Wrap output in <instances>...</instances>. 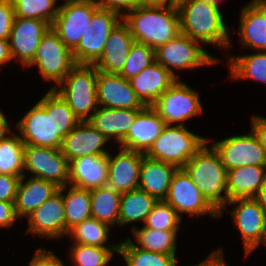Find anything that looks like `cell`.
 I'll return each instance as SVG.
<instances>
[{
	"label": "cell",
	"instance_id": "28",
	"mask_svg": "<svg viewBox=\"0 0 266 266\" xmlns=\"http://www.w3.org/2000/svg\"><path fill=\"white\" fill-rule=\"evenodd\" d=\"M25 174L21 177L14 202L17 217H28L46 200L55 195L59 187L41 178L32 177L25 181Z\"/></svg>",
	"mask_w": 266,
	"mask_h": 266
},
{
	"label": "cell",
	"instance_id": "17",
	"mask_svg": "<svg viewBox=\"0 0 266 266\" xmlns=\"http://www.w3.org/2000/svg\"><path fill=\"white\" fill-rule=\"evenodd\" d=\"M98 106L115 109L143 110L146 106L137 97L130 81L119 74H107L98 71L97 80Z\"/></svg>",
	"mask_w": 266,
	"mask_h": 266
},
{
	"label": "cell",
	"instance_id": "15",
	"mask_svg": "<svg viewBox=\"0 0 266 266\" xmlns=\"http://www.w3.org/2000/svg\"><path fill=\"white\" fill-rule=\"evenodd\" d=\"M50 28L45 20L15 17L8 39L12 60L17 58L26 66L34 58L42 36Z\"/></svg>",
	"mask_w": 266,
	"mask_h": 266
},
{
	"label": "cell",
	"instance_id": "25",
	"mask_svg": "<svg viewBox=\"0 0 266 266\" xmlns=\"http://www.w3.org/2000/svg\"><path fill=\"white\" fill-rule=\"evenodd\" d=\"M241 12V43L256 51H266V2L253 0Z\"/></svg>",
	"mask_w": 266,
	"mask_h": 266
},
{
	"label": "cell",
	"instance_id": "50",
	"mask_svg": "<svg viewBox=\"0 0 266 266\" xmlns=\"http://www.w3.org/2000/svg\"><path fill=\"white\" fill-rule=\"evenodd\" d=\"M178 2H179V0H140V4H142V5H148V6H170V7H177Z\"/></svg>",
	"mask_w": 266,
	"mask_h": 266
},
{
	"label": "cell",
	"instance_id": "18",
	"mask_svg": "<svg viewBox=\"0 0 266 266\" xmlns=\"http://www.w3.org/2000/svg\"><path fill=\"white\" fill-rule=\"evenodd\" d=\"M67 186L35 209L27 218L29 227L26 232L46 238H61L65 235L64 201L62 193Z\"/></svg>",
	"mask_w": 266,
	"mask_h": 266
},
{
	"label": "cell",
	"instance_id": "36",
	"mask_svg": "<svg viewBox=\"0 0 266 266\" xmlns=\"http://www.w3.org/2000/svg\"><path fill=\"white\" fill-rule=\"evenodd\" d=\"M13 136V137H12ZM0 141V174L24 175V143L12 133Z\"/></svg>",
	"mask_w": 266,
	"mask_h": 266
},
{
	"label": "cell",
	"instance_id": "35",
	"mask_svg": "<svg viewBox=\"0 0 266 266\" xmlns=\"http://www.w3.org/2000/svg\"><path fill=\"white\" fill-rule=\"evenodd\" d=\"M118 245V253L125 259L126 266H177L175 255L141 249L129 238Z\"/></svg>",
	"mask_w": 266,
	"mask_h": 266
},
{
	"label": "cell",
	"instance_id": "43",
	"mask_svg": "<svg viewBox=\"0 0 266 266\" xmlns=\"http://www.w3.org/2000/svg\"><path fill=\"white\" fill-rule=\"evenodd\" d=\"M20 176L0 174V201L15 202Z\"/></svg>",
	"mask_w": 266,
	"mask_h": 266
},
{
	"label": "cell",
	"instance_id": "44",
	"mask_svg": "<svg viewBox=\"0 0 266 266\" xmlns=\"http://www.w3.org/2000/svg\"><path fill=\"white\" fill-rule=\"evenodd\" d=\"M95 1L100 7L115 11L122 16L124 11L127 10L129 12L138 5H140V0H95ZM121 9L125 10L122 12Z\"/></svg>",
	"mask_w": 266,
	"mask_h": 266
},
{
	"label": "cell",
	"instance_id": "1",
	"mask_svg": "<svg viewBox=\"0 0 266 266\" xmlns=\"http://www.w3.org/2000/svg\"><path fill=\"white\" fill-rule=\"evenodd\" d=\"M79 122L69 105L51 88L16 126L25 145L59 149L62 139Z\"/></svg>",
	"mask_w": 266,
	"mask_h": 266
},
{
	"label": "cell",
	"instance_id": "37",
	"mask_svg": "<svg viewBox=\"0 0 266 266\" xmlns=\"http://www.w3.org/2000/svg\"><path fill=\"white\" fill-rule=\"evenodd\" d=\"M109 225L95 218H89L68 231L75 243L96 247H108L104 244L109 237Z\"/></svg>",
	"mask_w": 266,
	"mask_h": 266
},
{
	"label": "cell",
	"instance_id": "40",
	"mask_svg": "<svg viewBox=\"0 0 266 266\" xmlns=\"http://www.w3.org/2000/svg\"><path fill=\"white\" fill-rule=\"evenodd\" d=\"M154 61L155 49L135 41L129 50L128 57L119 75L130 80L140 74Z\"/></svg>",
	"mask_w": 266,
	"mask_h": 266
},
{
	"label": "cell",
	"instance_id": "29",
	"mask_svg": "<svg viewBox=\"0 0 266 266\" xmlns=\"http://www.w3.org/2000/svg\"><path fill=\"white\" fill-rule=\"evenodd\" d=\"M266 180V167L243 166L227 171V202L254 198Z\"/></svg>",
	"mask_w": 266,
	"mask_h": 266
},
{
	"label": "cell",
	"instance_id": "27",
	"mask_svg": "<svg viewBox=\"0 0 266 266\" xmlns=\"http://www.w3.org/2000/svg\"><path fill=\"white\" fill-rule=\"evenodd\" d=\"M178 168L160 160L143 156L138 188L146 191L157 201L165 200L173 174Z\"/></svg>",
	"mask_w": 266,
	"mask_h": 266
},
{
	"label": "cell",
	"instance_id": "6",
	"mask_svg": "<svg viewBox=\"0 0 266 266\" xmlns=\"http://www.w3.org/2000/svg\"><path fill=\"white\" fill-rule=\"evenodd\" d=\"M205 142L207 138L190 132L184 125H166L145 155L182 169Z\"/></svg>",
	"mask_w": 266,
	"mask_h": 266
},
{
	"label": "cell",
	"instance_id": "12",
	"mask_svg": "<svg viewBox=\"0 0 266 266\" xmlns=\"http://www.w3.org/2000/svg\"><path fill=\"white\" fill-rule=\"evenodd\" d=\"M24 169L59 188L69 184L70 163L60 148L24 145Z\"/></svg>",
	"mask_w": 266,
	"mask_h": 266
},
{
	"label": "cell",
	"instance_id": "3",
	"mask_svg": "<svg viewBox=\"0 0 266 266\" xmlns=\"http://www.w3.org/2000/svg\"><path fill=\"white\" fill-rule=\"evenodd\" d=\"M177 9L181 33L200 43L232 47L228 27L217 5L201 0H179Z\"/></svg>",
	"mask_w": 266,
	"mask_h": 266
},
{
	"label": "cell",
	"instance_id": "38",
	"mask_svg": "<svg viewBox=\"0 0 266 266\" xmlns=\"http://www.w3.org/2000/svg\"><path fill=\"white\" fill-rule=\"evenodd\" d=\"M73 244L70 253L75 266H105L111 260L113 253H118L119 249L117 244L109 245V248Z\"/></svg>",
	"mask_w": 266,
	"mask_h": 266
},
{
	"label": "cell",
	"instance_id": "54",
	"mask_svg": "<svg viewBox=\"0 0 266 266\" xmlns=\"http://www.w3.org/2000/svg\"><path fill=\"white\" fill-rule=\"evenodd\" d=\"M262 242H264V244L266 245V231H265L264 239Z\"/></svg>",
	"mask_w": 266,
	"mask_h": 266
},
{
	"label": "cell",
	"instance_id": "8",
	"mask_svg": "<svg viewBox=\"0 0 266 266\" xmlns=\"http://www.w3.org/2000/svg\"><path fill=\"white\" fill-rule=\"evenodd\" d=\"M36 64L44 80H53L58 85L76 65V62L72 50L50 28L42 36L34 58L26 67Z\"/></svg>",
	"mask_w": 266,
	"mask_h": 266
},
{
	"label": "cell",
	"instance_id": "24",
	"mask_svg": "<svg viewBox=\"0 0 266 266\" xmlns=\"http://www.w3.org/2000/svg\"><path fill=\"white\" fill-rule=\"evenodd\" d=\"M108 154L87 155L70 162L69 183L82 189H94L107 185Z\"/></svg>",
	"mask_w": 266,
	"mask_h": 266
},
{
	"label": "cell",
	"instance_id": "41",
	"mask_svg": "<svg viewBox=\"0 0 266 266\" xmlns=\"http://www.w3.org/2000/svg\"><path fill=\"white\" fill-rule=\"evenodd\" d=\"M181 217L165 201H157L145 219L144 226L159 231H177L180 227Z\"/></svg>",
	"mask_w": 266,
	"mask_h": 266
},
{
	"label": "cell",
	"instance_id": "30",
	"mask_svg": "<svg viewBox=\"0 0 266 266\" xmlns=\"http://www.w3.org/2000/svg\"><path fill=\"white\" fill-rule=\"evenodd\" d=\"M121 195L108 185L91 189V217L107 225L119 226Z\"/></svg>",
	"mask_w": 266,
	"mask_h": 266
},
{
	"label": "cell",
	"instance_id": "7",
	"mask_svg": "<svg viewBox=\"0 0 266 266\" xmlns=\"http://www.w3.org/2000/svg\"><path fill=\"white\" fill-rule=\"evenodd\" d=\"M199 44V41L180 33L155 49V60L175 77L173 69L198 68L220 61L201 48Z\"/></svg>",
	"mask_w": 266,
	"mask_h": 266
},
{
	"label": "cell",
	"instance_id": "53",
	"mask_svg": "<svg viewBox=\"0 0 266 266\" xmlns=\"http://www.w3.org/2000/svg\"><path fill=\"white\" fill-rule=\"evenodd\" d=\"M201 1H204L206 3H213V4L218 6L219 5L218 3H219L220 0H201Z\"/></svg>",
	"mask_w": 266,
	"mask_h": 266
},
{
	"label": "cell",
	"instance_id": "14",
	"mask_svg": "<svg viewBox=\"0 0 266 266\" xmlns=\"http://www.w3.org/2000/svg\"><path fill=\"white\" fill-rule=\"evenodd\" d=\"M165 201L181 217V213L191 216L211 214L220 217L219 212L205 199L194 182L183 169H177L171 179Z\"/></svg>",
	"mask_w": 266,
	"mask_h": 266
},
{
	"label": "cell",
	"instance_id": "11",
	"mask_svg": "<svg viewBox=\"0 0 266 266\" xmlns=\"http://www.w3.org/2000/svg\"><path fill=\"white\" fill-rule=\"evenodd\" d=\"M122 15L99 7L91 18L89 28L72 50L76 64H94L102 55L108 36L121 22Z\"/></svg>",
	"mask_w": 266,
	"mask_h": 266
},
{
	"label": "cell",
	"instance_id": "52",
	"mask_svg": "<svg viewBox=\"0 0 266 266\" xmlns=\"http://www.w3.org/2000/svg\"><path fill=\"white\" fill-rule=\"evenodd\" d=\"M254 199L258 202V204L265 210L266 212V180L260 187L257 195Z\"/></svg>",
	"mask_w": 266,
	"mask_h": 266
},
{
	"label": "cell",
	"instance_id": "22",
	"mask_svg": "<svg viewBox=\"0 0 266 266\" xmlns=\"http://www.w3.org/2000/svg\"><path fill=\"white\" fill-rule=\"evenodd\" d=\"M134 42L129 27L122 20L108 36L101 57L93 65L100 72L119 74Z\"/></svg>",
	"mask_w": 266,
	"mask_h": 266
},
{
	"label": "cell",
	"instance_id": "39",
	"mask_svg": "<svg viewBox=\"0 0 266 266\" xmlns=\"http://www.w3.org/2000/svg\"><path fill=\"white\" fill-rule=\"evenodd\" d=\"M15 17L34 18L50 25L57 16L59 5L55 0H12Z\"/></svg>",
	"mask_w": 266,
	"mask_h": 266
},
{
	"label": "cell",
	"instance_id": "49",
	"mask_svg": "<svg viewBox=\"0 0 266 266\" xmlns=\"http://www.w3.org/2000/svg\"><path fill=\"white\" fill-rule=\"evenodd\" d=\"M11 60L8 39L0 38V68Z\"/></svg>",
	"mask_w": 266,
	"mask_h": 266
},
{
	"label": "cell",
	"instance_id": "34",
	"mask_svg": "<svg viewBox=\"0 0 266 266\" xmlns=\"http://www.w3.org/2000/svg\"><path fill=\"white\" fill-rule=\"evenodd\" d=\"M230 78L254 79L266 83V51L230 57Z\"/></svg>",
	"mask_w": 266,
	"mask_h": 266
},
{
	"label": "cell",
	"instance_id": "48",
	"mask_svg": "<svg viewBox=\"0 0 266 266\" xmlns=\"http://www.w3.org/2000/svg\"><path fill=\"white\" fill-rule=\"evenodd\" d=\"M195 266H228L225 262V259L223 257L222 249L215 250V252L211 253L208 258H206L201 263L195 265Z\"/></svg>",
	"mask_w": 266,
	"mask_h": 266
},
{
	"label": "cell",
	"instance_id": "21",
	"mask_svg": "<svg viewBox=\"0 0 266 266\" xmlns=\"http://www.w3.org/2000/svg\"><path fill=\"white\" fill-rule=\"evenodd\" d=\"M165 126V122L152 107L147 106L137 115L128 134L121 142V148L145 154L161 135Z\"/></svg>",
	"mask_w": 266,
	"mask_h": 266
},
{
	"label": "cell",
	"instance_id": "45",
	"mask_svg": "<svg viewBox=\"0 0 266 266\" xmlns=\"http://www.w3.org/2000/svg\"><path fill=\"white\" fill-rule=\"evenodd\" d=\"M29 266H64L61 260L53 254L52 251H47L45 248H38L34 257L30 261Z\"/></svg>",
	"mask_w": 266,
	"mask_h": 266
},
{
	"label": "cell",
	"instance_id": "20",
	"mask_svg": "<svg viewBox=\"0 0 266 266\" xmlns=\"http://www.w3.org/2000/svg\"><path fill=\"white\" fill-rule=\"evenodd\" d=\"M143 156L142 152L123 148L115 157L109 153L107 185L120 193L138 188Z\"/></svg>",
	"mask_w": 266,
	"mask_h": 266
},
{
	"label": "cell",
	"instance_id": "42",
	"mask_svg": "<svg viewBox=\"0 0 266 266\" xmlns=\"http://www.w3.org/2000/svg\"><path fill=\"white\" fill-rule=\"evenodd\" d=\"M14 18L12 0H0V38L9 39Z\"/></svg>",
	"mask_w": 266,
	"mask_h": 266
},
{
	"label": "cell",
	"instance_id": "19",
	"mask_svg": "<svg viewBox=\"0 0 266 266\" xmlns=\"http://www.w3.org/2000/svg\"><path fill=\"white\" fill-rule=\"evenodd\" d=\"M108 139L88 121H80L63 139L60 147L69 163L87 155L109 154L103 145Z\"/></svg>",
	"mask_w": 266,
	"mask_h": 266
},
{
	"label": "cell",
	"instance_id": "46",
	"mask_svg": "<svg viewBox=\"0 0 266 266\" xmlns=\"http://www.w3.org/2000/svg\"><path fill=\"white\" fill-rule=\"evenodd\" d=\"M17 218L14 203L0 201V227H11Z\"/></svg>",
	"mask_w": 266,
	"mask_h": 266
},
{
	"label": "cell",
	"instance_id": "5",
	"mask_svg": "<svg viewBox=\"0 0 266 266\" xmlns=\"http://www.w3.org/2000/svg\"><path fill=\"white\" fill-rule=\"evenodd\" d=\"M98 70L93 64H76L53 90L69 105L80 121L90 119V111L96 112Z\"/></svg>",
	"mask_w": 266,
	"mask_h": 266
},
{
	"label": "cell",
	"instance_id": "51",
	"mask_svg": "<svg viewBox=\"0 0 266 266\" xmlns=\"http://www.w3.org/2000/svg\"><path fill=\"white\" fill-rule=\"evenodd\" d=\"M10 124L7 122V119L5 118L2 111H0V141L5 139L8 135L7 133L11 132V129L9 128Z\"/></svg>",
	"mask_w": 266,
	"mask_h": 266
},
{
	"label": "cell",
	"instance_id": "26",
	"mask_svg": "<svg viewBox=\"0 0 266 266\" xmlns=\"http://www.w3.org/2000/svg\"><path fill=\"white\" fill-rule=\"evenodd\" d=\"M141 111L98 107L95 113L90 114L88 122L108 140L114 137L121 143Z\"/></svg>",
	"mask_w": 266,
	"mask_h": 266
},
{
	"label": "cell",
	"instance_id": "32",
	"mask_svg": "<svg viewBox=\"0 0 266 266\" xmlns=\"http://www.w3.org/2000/svg\"><path fill=\"white\" fill-rule=\"evenodd\" d=\"M65 215V235L75 225L91 218L90 190L72 186L63 195Z\"/></svg>",
	"mask_w": 266,
	"mask_h": 266
},
{
	"label": "cell",
	"instance_id": "47",
	"mask_svg": "<svg viewBox=\"0 0 266 266\" xmlns=\"http://www.w3.org/2000/svg\"><path fill=\"white\" fill-rule=\"evenodd\" d=\"M252 131L257 136L260 144L266 151V118L260 116L252 117Z\"/></svg>",
	"mask_w": 266,
	"mask_h": 266
},
{
	"label": "cell",
	"instance_id": "13",
	"mask_svg": "<svg viewBox=\"0 0 266 266\" xmlns=\"http://www.w3.org/2000/svg\"><path fill=\"white\" fill-rule=\"evenodd\" d=\"M250 132L227 137L212 145L227 171L251 165L266 167V151L252 129Z\"/></svg>",
	"mask_w": 266,
	"mask_h": 266
},
{
	"label": "cell",
	"instance_id": "55",
	"mask_svg": "<svg viewBox=\"0 0 266 266\" xmlns=\"http://www.w3.org/2000/svg\"><path fill=\"white\" fill-rule=\"evenodd\" d=\"M55 1H57V0H55ZM71 1H76V0H65V3L71 2Z\"/></svg>",
	"mask_w": 266,
	"mask_h": 266
},
{
	"label": "cell",
	"instance_id": "31",
	"mask_svg": "<svg viewBox=\"0 0 266 266\" xmlns=\"http://www.w3.org/2000/svg\"><path fill=\"white\" fill-rule=\"evenodd\" d=\"M157 200L140 188L124 192L121 195L119 225L143 221L151 212Z\"/></svg>",
	"mask_w": 266,
	"mask_h": 266
},
{
	"label": "cell",
	"instance_id": "33",
	"mask_svg": "<svg viewBox=\"0 0 266 266\" xmlns=\"http://www.w3.org/2000/svg\"><path fill=\"white\" fill-rule=\"evenodd\" d=\"M132 233L136 236L135 242L141 245V249L165 255H175L177 231H159L142 227H132Z\"/></svg>",
	"mask_w": 266,
	"mask_h": 266
},
{
	"label": "cell",
	"instance_id": "10",
	"mask_svg": "<svg viewBox=\"0 0 266 266\" xmlns=\"http://www.w3.org/2000/svg\"><path fill=\"white\" fill-rule=\"evenodd\" d=\"M99 7L95 0L63 3L59 6L57 16L50 25L51 29L69 49L73 50L89 28L93 13Z\"/></svg>",
	"mask_w": 266,
	"mask_h": 266
},
{
	"label": "cell",
	"instance_id": "9",
	"mask_svg": "<svg viewBox=\"0 0 266 266\" xmlns=\"http://www.w3.org/2000/svg\"><path fill=\"white\" fill-rule=\"evenodd\" d=\"M151 107L166 125L178 122V126H183L186 119L202 113V105L197 92L178 79Z\"/></svg>",
	"mask_w": 266,
	"mask_h": 266
},
{
	"label": "cell",
	"instance_id": "4",
	"mask_svg": "<svg viewBox=\"0 0 266 266\" xmlns=\"http://www.w3.org/2000/svg\"><path fill=\"white\" fill-rule=\"evenodd\" d=\"M207 142L182 167L205 199L222 216L227 203V170L218 153ZM222 192L225 195L222 196Z\"/></svg>",
	"mask_w": 266,
	"mask_h": 266
},
{
	"label": "cell",
	"instance_id": "16",
	"mask_svg": "<svg viewBox=\"0 0 266 266\" xmlns=\"http://www.w3.org/2000/svg\"><path fill=\"white\" fill-rule=\"evenodd\" d=\"M236 204L231 211L233 221L240 230L246 256L256 249L264 239L266 231V212L252 199H238L227 204Z\"/></svg>",
	"mask_w": 266,
	"mask_h": 266
},
{
	"label": "cell",
	"instance_id": "23",
	"mask_svg": "<svg viewBox=\"0 0 266 266\" xmlns=\"http://www.w3.org/2000/svg\"><path fill=\"white\" fill-rule=\"evenodd\" d=\"M176 80L177 77L155 60L129 81L137 97L147 107L151 106Z\"/></svg>",
	"mask_w": 266,
	"mask_h": 266
},
{
	"label": "cell",
	"instance_id": "2",
	"mask_svg": "<svg viewBox=\"0 0 266 266\" xmlns=\"http://www.w3.org/2000/svg\"><path fill=\"white\" fill-rule=\"evenodd\" d=\"M122 20L129 27L134 41L154 49L181 33L177 7L140 4L123 13Z\"/></svg>",
	"mask_w": 266,
	"mask_h": 266
}]
</instances>
